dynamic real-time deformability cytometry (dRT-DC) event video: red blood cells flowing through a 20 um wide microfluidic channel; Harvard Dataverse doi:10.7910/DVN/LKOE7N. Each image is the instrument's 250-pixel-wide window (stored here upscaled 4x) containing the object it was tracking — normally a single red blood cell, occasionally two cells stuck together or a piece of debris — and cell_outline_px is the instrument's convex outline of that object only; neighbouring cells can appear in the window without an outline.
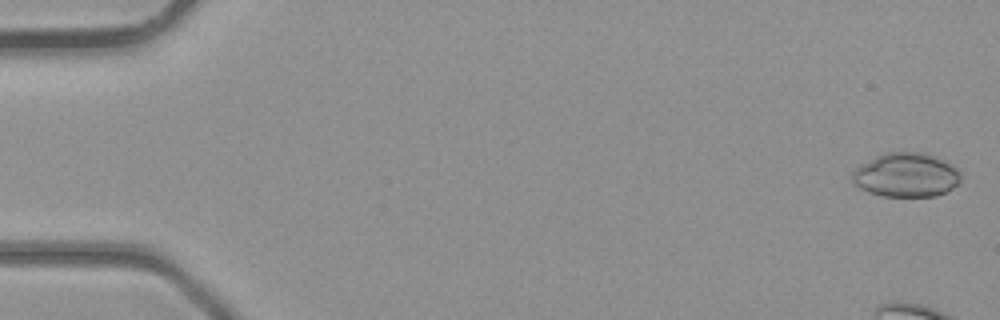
{"species": "common noctule bat (a hibernating species)", "species_latin": "Nyctalus noctula", "temperature_condition": "room temperature", "stored_images_in_passage": 6, "camera_frame_rate_fps": 3000, "um_per_image_px": 0.085, "animal": {"sex": "male", "body_mass_g": 23.1, "forearm_length_mm": 52.7}, "frame": {"image": 1, "passage_image": 1, "time_ms": 0.0, "image_size_px": [1000, 320], "cell_outline_px": [[960, 180], [952, 188], [936, 196], [884, 196], [868, 192], [860, 188], [852, 180], [852, 172], [856, 168], [876, 156], [884, 152], [928, 152], [952, 164], [960, 172]], "centroid_in_image_um": [77.04, 14.86], "position_along_channel_um": 8.0, "area_um2": 27.86}}